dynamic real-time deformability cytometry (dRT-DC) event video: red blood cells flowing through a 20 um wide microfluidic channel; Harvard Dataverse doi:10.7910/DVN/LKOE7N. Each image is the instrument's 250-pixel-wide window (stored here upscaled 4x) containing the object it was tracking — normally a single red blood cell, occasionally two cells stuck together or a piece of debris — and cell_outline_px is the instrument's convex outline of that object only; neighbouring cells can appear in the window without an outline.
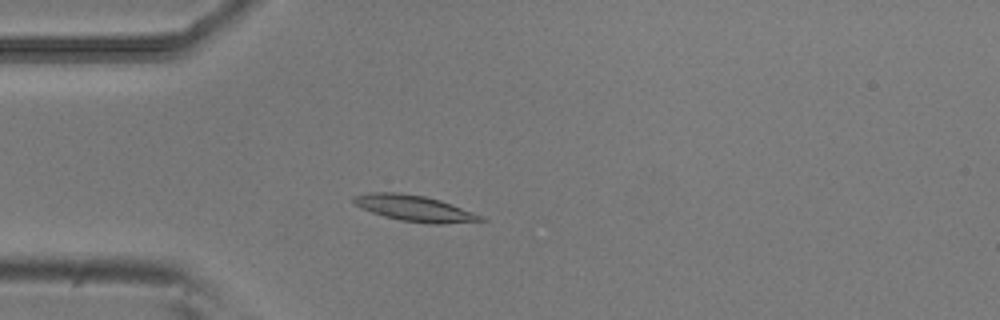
{"species": "common noctule bat (a hibernating species)", "species_latin": "Nyctalus noctula", "temperature_condition": "room temperature", "stored_images_in_passage": 51, "camera_frame_rate_fps": 3000, "um_per_image_px": 0.085, "animal": {"sex": "male", "body_mass_g": 20.5, "forearm_length_mm": 52.5}, "frame": {"image": 1, "passage_image": 12, "time_ms": 3.667, "image_size_px": [1000, 320], "cell_outline_px": [[488, 220], [444, 224], [428, 224], [400, 220], [384, 216], [372, 212], [352, 204], [352, 196], [368, 192], [396, 192], [424, 196], [440, 200], [452, 204], [484, 216]], "centroid_in_image_um": [35.22, 17.71], "position_along_channel_um": 49.8, "area_um2": 19.42}}
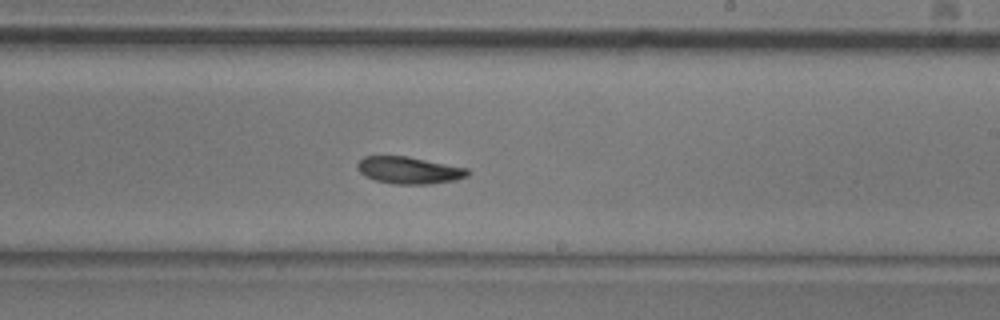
{"frame": {"image": 2, "passage_image": 29, "time_ms": 9.333, "image_size_px": [1000, 320], "cell_outline_px": [[472, 172], [468, 176], [456, 180], [432, 184], [392, 184], [376, 180], [364, 176], [356, 168], [356, 164], [364, 156], [408, 156], [468, 168]], "centroid_in_image_um": [34.79, 14.47], "position_along_channel_um": 254.2, "area_um2": 17.63}}
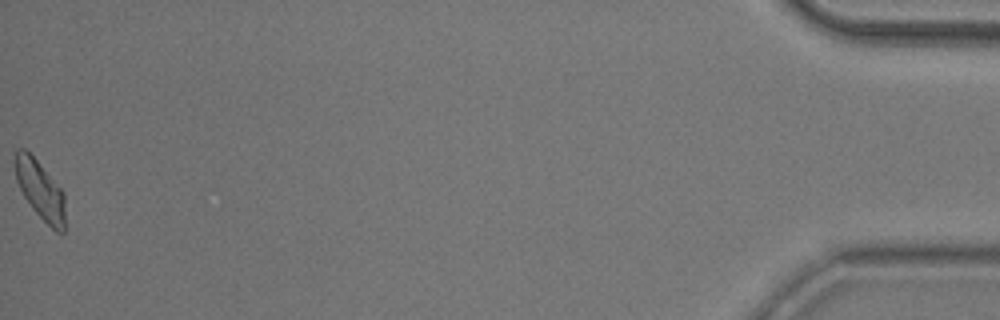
{"frame": {"image": 3, "passage_image": 51, "time_ms": 16.667, "image_size_px": [1000, 320], "cell_outline_px": [[64, 232], [56, 232], [32, 208], [24, 196], [16, 180], [16, 148], [24, 148], [36, 160], [64, 192]], "centroid_in_image_um": [3.43, 16.16], "position_along_channel_um": 431.8, "area_um2": 16.59}, "authors_computed_cell_mechanics": {"area_um2": 17.629, "velocity_mm_per_s": 3.7903, "shape_relaxation_time_tau1_ms": 4.6306, "shape_relaxation_time_tau2_ms": 9.1222, "deformation_change_tau1": 0.137, "deformation_change_tau2": 0.1358}}